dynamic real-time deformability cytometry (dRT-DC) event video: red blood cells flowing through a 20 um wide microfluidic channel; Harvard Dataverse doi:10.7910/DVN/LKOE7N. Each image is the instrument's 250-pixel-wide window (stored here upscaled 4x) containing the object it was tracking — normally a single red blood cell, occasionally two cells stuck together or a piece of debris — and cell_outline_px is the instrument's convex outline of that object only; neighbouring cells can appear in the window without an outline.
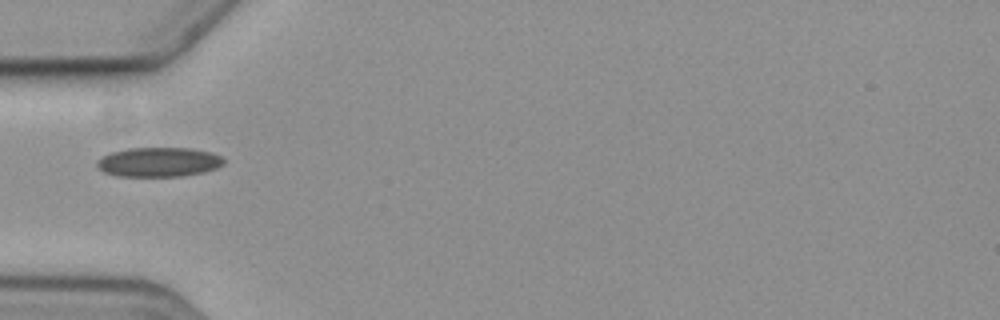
{"species": "common noctule bat (a hibernating species)", "species_latin": "Nyctalus noctula", "temperature_condition": "cold", "stored_images_in_passage": 3, "camera_frame_rate_fps": 3000, "um_per_image_px": 0.085, "animal": {"sex": "female", "body_mass_g": 19.3, "forearm_length_mm": 54.1}, "frame": {"image": 1, "passage_image": 1, "time_ms": 0.0, "image_size_px": [1000, 320], "cell_outline_px": [[224, 164], [216, 168], [204, 172], [180, 176], [116, 176], [104, 172], [96, 164], [96, 160], [108, 152], [128, 148], [192, 148], [212, 152], [220, 156], [224, 160]], "centroid_in_image_um": [13.47, 13.76], "position_along_channel_um": 71.5, "area_um2": 21.91}}
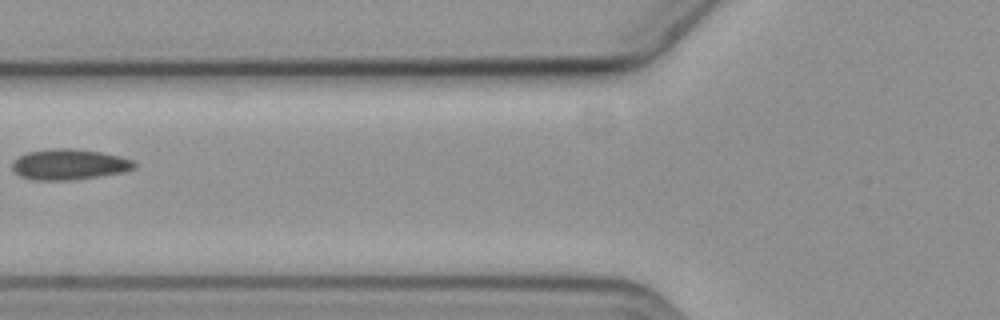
{"frame": {"image": 2, "passage_image": 2, "time_ms": 1.333, "image_size_px": [1000, 320], "cell_outline_px": [[136, 168], [124, 172], [100, 176], [72, 180], [32, 180], [20, 176], [12, 168], [12, 164], [20, 156], [28, 152], [52, 148], [72, 148], [100, 152], [120, 156], [132, 160], [136, 164]], "centroid_in_image_um": [5.91, 13.98], "position_along_channel_um": 119.9, "area_um2": 21.79}}